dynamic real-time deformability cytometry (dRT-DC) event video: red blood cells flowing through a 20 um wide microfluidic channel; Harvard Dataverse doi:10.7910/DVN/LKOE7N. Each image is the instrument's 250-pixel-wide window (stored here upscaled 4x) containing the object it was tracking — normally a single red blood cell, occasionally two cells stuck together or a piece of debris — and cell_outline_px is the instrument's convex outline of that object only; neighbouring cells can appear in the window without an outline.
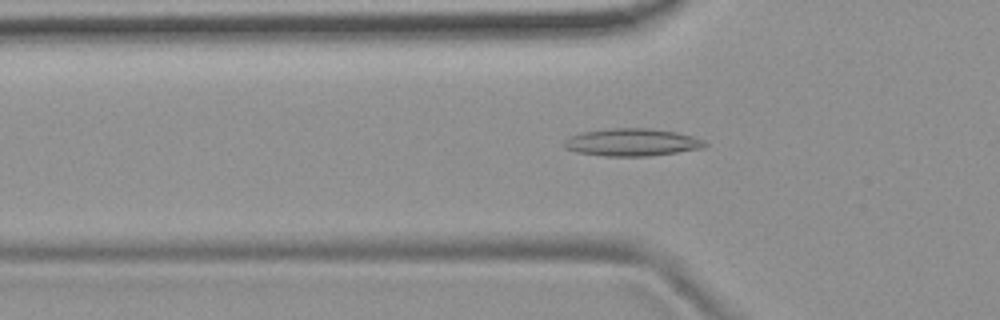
{"species": "common noctule bat (a hibernating species)", "species_latin": "Nyctalus noctula", "temperature_condition": "room temperature", "stored_images_in_passage": 53, "camera_frame_rate_fps": 3000, "um_per_image_px": 0.085, "animal": {"sex": "female", "body_mass_g": 19.9}, "frame": {"image": 1, "passage_image": 17, "time_ms": 5.333, "image_size_px": [1000, 320], "cell_outline_px": [[708, 144], [704, 148], [648, 156], [604, 156], [576, 152], [564, 148], [564, 140], [568, 136], [580, 132], [608, 128], [648, 128], [676, 132], [692, 136], [704, 140]], "centroid_in_image_um": [53.68, 12.09], "position_along_channel_um": 72.1, "area_um2": 22.72}}
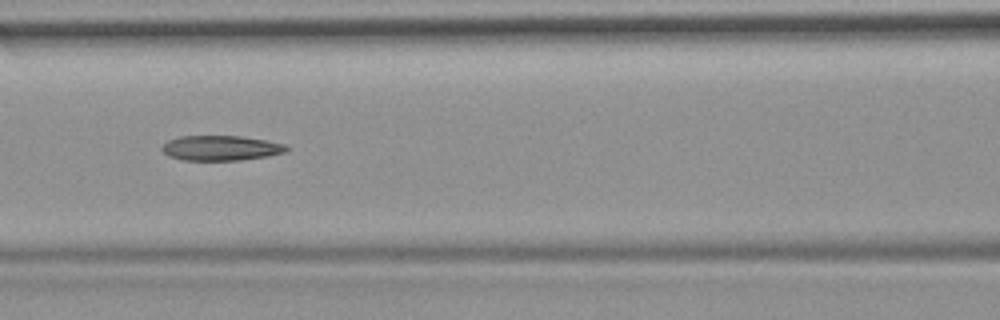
{"frame": {"image": 2, "passage_image": 23, "time_ms": 7.333, "image_size_px": [1000, 320], "cell_outline_px": [[288, 148], [284, 152], [268, 156], [240, 160], [184, 160], [168, 156], [160, 148], [168, 140], [180, 136], [240, 136], [264, 140], [284, 144]], "centroid_in_image_um": [18.73, 12.58], "position_along_channel_um": 147.9, "area_um2": 17.98}}
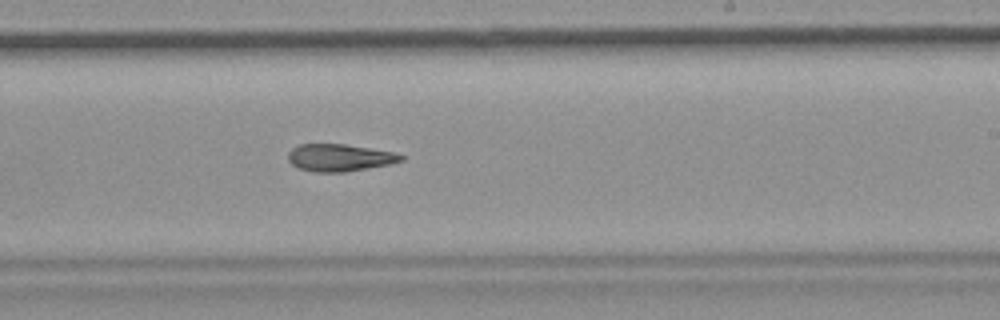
{"frame": {"image": 3, "passage_image": 32, "time_ms": 10.333, "image_size_px": [1000, 320], "cell_outline_px": [[404, 160], [388, 164], [368, 168], [344, 172], [312, 172], [300, 168], [292, 164], [288, 160], [288, 152], [292, 148], [300, 144], [344, 144], [392, 152], [404, 156]], "centroid_in_image_um": [28.82, 13.4], "position_along_channel_um": 260.2, "area_um2": 17.74}}